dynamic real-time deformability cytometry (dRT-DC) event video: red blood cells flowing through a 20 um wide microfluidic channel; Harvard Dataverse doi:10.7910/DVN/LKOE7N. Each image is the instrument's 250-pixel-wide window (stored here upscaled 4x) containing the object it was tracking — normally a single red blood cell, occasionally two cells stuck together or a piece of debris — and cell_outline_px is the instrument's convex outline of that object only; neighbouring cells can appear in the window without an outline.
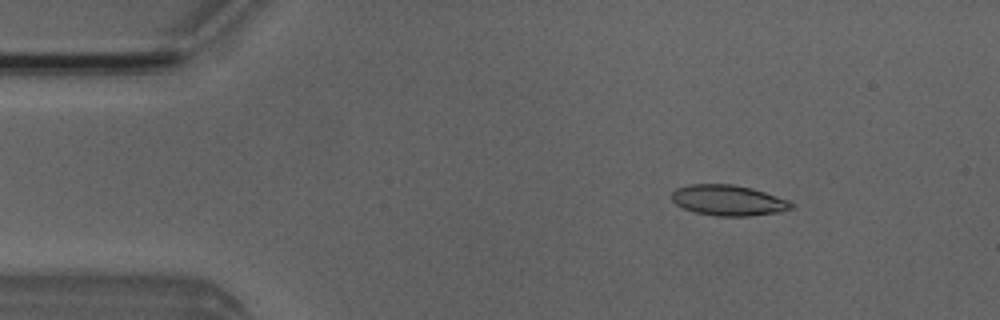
{"species": "Egyptian fruit bat (a non-hibernating species)", "species_latin": "Rousettus aegyptiacus", "temperature_condition": "room temperature", "stored_images_in_passage": 3, "camera_frame_rate_fps": 3000, "um_per_image_px": 0.085, "animal": {"sex": "male"}, "frame": {"image": 1, "passage_image": 1, "time_ms": 0.0, "image_size_px": [1000, 320], "cell_outline_px": [[796, 204], [792, 208], [780, 212], [748, 216], [716, 216], [696, 212], [684, 208], [676, 204], [668, 196], [676, 188], [688, 184], [732, 184], [752, 188], [788, 200]], "centroid_in_image_um": [61.88, 17.02], "position_along_channel_um": 23.1, "area_um2": 21.44}}